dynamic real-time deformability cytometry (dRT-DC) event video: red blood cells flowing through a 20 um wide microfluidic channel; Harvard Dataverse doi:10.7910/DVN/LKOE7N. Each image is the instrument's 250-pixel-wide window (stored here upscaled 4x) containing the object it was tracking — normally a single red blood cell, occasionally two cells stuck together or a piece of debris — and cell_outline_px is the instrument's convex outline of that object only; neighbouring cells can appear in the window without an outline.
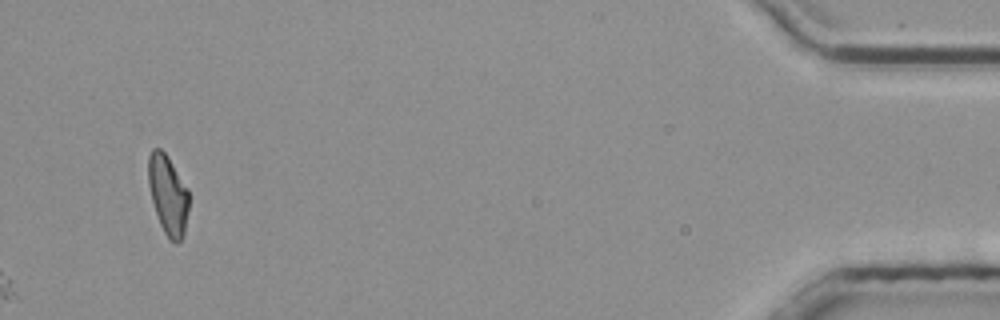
{"species": "common noctule bat (a hibernating species)", "species_latin": "Nyctalus noctula", "temperature_condition": "room temperature", "stored_images_in_passage": 51, "camera_frame_rate_fps": 3000, "um_per_image_px": 0.085, "animal": {"sex": "male", "body_mass_g": 20.4}, "frame": {"image": 1, "passage_image": 51, "time_ms": 16.667, "image_size_px": [1000, 320], "cell_outline_px": [[188, 212], [184, 236], [176, 244], [168, 240], [160, 224], [152, 200], [148, 184], [148, 156], [152, 148], [160, 148], [164, 152], [188, 188]], "centroid_in_image_um": [14.28, 16.59], "position_along_channel_um": 420.9, "area_um2": 18.79}}